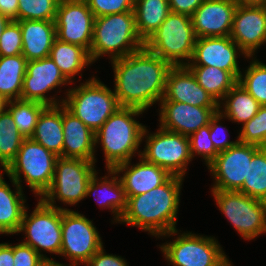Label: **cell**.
<instances>
[{
	"label": "cell",
	"instance_id": "6da1fadb",
	"mask_svg": "<svg viewBox=\"0 0 266 266\" xmlns=\"http://www.w3.org/2000/svg\"><path fill=\"white\" fill-rule=\"evenodd\" d=\"M114 93L120 107L147 111L164 97L166 79L173 67L145 47L122 58L111 60Z\"/></svg>",
	"mask_w": 266,
	"mask_h": 266
},
{
	"label": "cell",
	"instance_id": "7a4b0ae2",
	"mask_svg": "<svg viewBox=\"0 0 266 266\" xmlns=\"http://www.w3.org/2000/svg\"><path fill=\"white\" fill-rule=\"evenodd\" d=\"M184 178L172 175L164 184L137 196L127 197L118 224L138 227L157 239L176 229Z\"/></svg>",
	"mask_w": 266,
	"mask_h": 266
},
{
	"label": "cell",
	"instance_id": "3957f363",
	"mask_svg": "<svg viewBox=\"0 0 266 266\" xmlns=\"http://www.w3.org/2000/svg\"><path fill=\"white\" fill-rule=\"evenodd\" d=\"M144 112L137 108L120 107L95 133V147L101 145L106 170L132 160L135 153L140 157L139 147L146 126L136 118Z\"/></svg>",
	"mask_w": 266,
	"mask_h": 266
},
{
	"label": "cell",
	"instance_id": "277c9868",
	"mask_svg": "<svg viewBox=\"0 0 266 266\" xmlns=\"http://www.w3.org/2000/svg\"><path fill=\"white\" fill-rule=\"evenodd\" d=\"M144 47L136 30L134 11L94 18L89 56L92 63L107 55L111 60L122 58Z\"/></svg>",
	"mask_w": 266,
	"mask_h": 266
},
{
	"label": "cell",
	"instance_id": "5b68a950",
	"mask_svg": "<svg viewBox=\"0 0 266 266\" xmlns=\"http://www.w3.org/2000/svg\"><path fill=\"white\" fill-rule=\"evenodd\" d=\"M64 94L63 105L94 133L120 108L114 90L94 75Z\"/></svg>",
	"mask_w": 266,
	"mask_h": 266
},
{
	"label": "cell",
	"instance_id": "8992f818",
	"mask_svg": "<svg viewBox=\"0 0 266 266\" xmlns=\"http://www.w3.org/2000/svg\"><path fill=\"white\" fill-rule=\"evenodd\" d=\"M174 235L177 236L174 237L176 239L159 245L168 265L233 266L214 236H203L190 231L181 233V230L179 232L178 229H174L159 238H168Z\"/></svg>",
	"mask_w": 266,
	"mask_h": 266
},
{
	"label": "cell",
	"instance_id": "52a82bcc",
	"mask_svg": "<svg viewBox=\"0 0 266 266\" xmlns=\"http://www.w3.org/2000/svg\"><path fill=\"white\" fill-rule=\"evenodd\" d=\"M196 39L192 18L170 12L144 42V47L172 66H186L192 58Z\"/></svg>",
	"mask_w": 266,
	"mask_h": 266
},
{
	"label": "cell",
	"instance_id": "ba28073f",
	"mask_svg": "<svg viewBox=\"0 0 266 266\" xmlns=\"http://www.w3.org/2000/svg\"><path fill=\"white\" fill-rule=\"evenodd\" d=\"M57 158L58 156L38 142L25 138L16 158L4 170V174L22 189L21 183L25 181L35 196L41 198L52 184Z\"/></svg>",
	"mask_w": 266,
	"mask_h": 266
},
{
	"label": "cell",
	"instance_id": "9c48e42d",
	"mask_svg": "<svg viewBox=\"0 0 266 266\" xmlns=\"http://www.w3.org/2000/svg\"><path fill=\"white\" fill-rule=\"evenodd\" d=\"M95 167V161L58 157L52 184L40 199L50 207L68 210L57 206L56 200L74 206L86 199L88 184L97 172Z\"/></svg>",
	"mask_w": 266,
	"mask_h": 266
},
{
	"label": "cell",
	"instance_id": "30bf717a",
	"mask_svg": "<svg viewBox=\"0 0 266 266\" xmlns=\"http://www.w3.org/2000/svg\"><path fill=\"white\" fill-rule=\"evenodd\" d=\"M217 208L244 240L266 233V201L239 191L211 190Z\"/></svg>",
	"mask_w": 266,
	"mask_h": 266
},
{
	"label": "cell",
	"instance_id": "8fae6325",
	"mask_svg": "<svg viewBox=\"0 0 266 266\" xmlns=\"http://www.w3.org/2000/svg\"><path fill=\"white\" fill-rule=\"evenodd\" d=\"M33 211L28 214L26 207L20 228L24 241L45 260H53L43 252L60 255L62 246L61 209L50 207L40 198Z\"/></svg>",
	"mask_w": 266,
	"mask_h": 266
},
{
	"label": "cell",
	"instance_id": "7c38bea8",
	"mask_svg": "<svg viewBox=\"0 0 266 266\" xmlns=\"http://www.w3.org/2000/svg\"><path fill=\"white\" fill-rule=\"evenodd\" d=\"M142 141L145 146L140 156L146 162L164 168L171 175L186 176L188 164L193 160L189 136L167 131L160 126L156 132L149 133L146 126Z\"/></svg>",
	"mask_w": 266,
	"mask_h": 266
},
{
	"label": "cell",
	"instance_id": "4fadbf2b",
	"mask_svg": "<svg viewBox=\"0 0 266 266\" xmlns=\"http://www.w3.org/2000/svg\"><path fill=\"white\" fill-rule=\"evenodd\" d=\"M84 214L61 209L62 246L60 257L69 259L66 266L86 264L104 245L95 225Z\"/></svg>",
	"mask_w": 266,
	"mask_h": 266
},
{
	"label": "cell",
	"instance_id": "5bb4252c",
	"mask_svg": "<svg viewBox=\"0 0 266 266\" xmlns=\"http://www.w3.org/2000/svg\"><path fill=\"white\" fill-rule=\"evenodd\" d=\"M260 147L238 141L217 154L207 166L213 177L211 190L239 191L247 178L248 162Z\"/></svg>",
	"mask_w": 266,
	"mask_h": 266
},
{
	"label": "cell",
	"instance_id": "9a60e30c",
	"mask_svg": "<svg viewBox=\"0 0 266 266\" xmlns=\"http://www.w3.org/2000/svg\"><path fill=\"white\" fill-rule=\"evenodd\" d=\"M68 84L71 83L64 77L50 56L27 61L21 99L39 102L46 106L61 105L64 102L63 98L59 100L57 95L49 97L48 93L64 85L68 86Z\"/></svg>",
	"mask_w": 266,
	"mask_h": 266
},
{
	"label": "cell",
	"instance_id": "2e32d148",
	"mask_svg": "<svg viewBox=\"0 0 266 266\" xmlns=\"http://www.w3.org/2000/svg\"><path fill=\"white\" fill-rule=\"evenodd\" d=\"M94 18L86 1L60 0L55 19L56 38L81 46L89 53Z\"/></svg>",
	"mask_w": 266,
	"mask_h": 266
},
{
	"label": "cell",
	"instance_id": "e0dca14e",
	"mask_svg": "<svg viewBox=\"0 0 266 266\" xmlns=\"http://www.w3.org/2000/svg\"><path fill=\"white\" fill-rule=\"evenodd\" d=\"M230 38L248 57H255L258 49L266 44V8L257 4L238 3Z\"/></svg>",
	"mask_w": 266,
	"mask_h": 266
},
{
	"label": "cell",
	"instance_id": "ac0fdd59",
	"mask_svg": "<svg viewBox=\"0 0 266 266\" xmlns=\"http://www.w3.org/2000/svg\"><path fill=\"white\" fill-rule=\"evenodd\" d=\"M240 54L248 59L246 53L230 36L201 37L196 39L192 58L187 65L215 66L231 72L239 79L242 71L237 59Z\"/></svg>",
	"mask_w": 266,
	"mask_h": 266
},
{
	"label": "cell",
	"instance_id": "d6986e66",
	"mask_svg": "<svg viewBox=\"0 0 266 266\" xmlns=\"http://www.w3.org/2000/svg\"><path fill=\"white\" fill-rule=\"evenodd\" d=\"M159 126L162 129L190 136L210 123L219 108H203L175 101H160Z\"/></svg>",
	"mask_w": 266,
	"mask_h": 266
},
{
	"label": "cell",
	"instance_id": "ffe728a7",
	"mask_svg": "<svg viewBox=\"0 0 266 266\" xmlns=\"http://www.w3.org/2000/svg\"><path fill=\"white\" fill-rule=\"evenodd\" d=\"M236 0H204L191 16L197 38L230 36Z\"/></svg>",
	"mask_w": 266,
	"mask_h": 266
},
{
	"label": "cell",
	"instance_id": "44dd1931",
	"mask_svg": "<svg viewBox=\"0 0 266 266\" xmlns=\"http://www.w3.org/2000/svg\"><path fill=\"white\" fill-rule=\"evenodd\" d=\"M161 101H175L203 108L219 107L186 66H173L169 70Z\"/></svg>",
	"mask_w": 266,
	"mask_h": 266
},
{
	"label": "cell",
	"instance_id": "7402d4cb",
	"mask_svg": "<svg viewBox=\"0 0 266 266\" xmlns=\"http://www.w3.org/2000/svg\"><path fill=\"white\" fill-rule=\"evenodd\" d=\"M138 160L136 164L130 160L114 168L119 174L126 197L144 194L164 184L172 176L164 168L146 162L141 156Z\"/></svg>",
	"mask_w": 266,
	"mask_h": 266
},
{
	"label": "cell",
	"instance_id": "603a6c76",
	"mask_svg": "<svg viewBox=\"0 0 266 266\" xmlns=\"http://www.w3.org/2000/svg\"><path fill=\"white\" fill-rule=\"evenodd\" d=\"M63 158L97 162L95 133L62 104Z\"/></svg>",
	"mask_w": 266,
	"mask_h": 266
},
{
	"label": "cell",
	"instance_id": "cb8c5ba5",
	"mask_svg": "<svg viewBox=\"0 0 266 266\" xmlns=\"http://www.w3.org/2000/svg\"><path fill=\"white\" fill-rule=\"evenodd\" d=\"M107 173L100 179L98 172L94 174L88 184L86 197L93 194L99 207L109 209L114 216L112 222L118 223L126 209L127 197L119 174L114 169H107Z\"/></svg>",
	"mask_w": 266,
	"mask_h": 266
},
{
	"label": "cell",
	"instance_id": "d4e9b609",
	"mask_svg": "<svg viewBox=\"0 0 266 266\" xmlns=\"http://www.w3.org/2000/svg\"><path fill=\"white\" fill-rule=\"evenodd\" d=\"M17 22L21 27L22 55L27 61L49 57L56 39L55 21L22 20Z\"/></svg>",
	"mask_w": 266,
	"mask_h": 266
},
{
	"label": "cell",
	"instance_id": "484cf974",
	"mask_svg": "<svg viewBox=\"0 0 266 266\" xmlns=\"http://www.w3.org/2000/svg\"><path fill=\"white\" fill-rule=\"evenodd\" d=\"M3 171L0 170V234H17L24 211L27 207L23 189L9 177L12 186L3 178ZM15 190V191H14Z\"/></svg>",
	"mask_w": 266,
	"mask_h": 266
},
{
	"label": "cell",
	"instance_id": "4316f807",
	"mask_svg": "<svg viewBox=\"0 0 266 266\" xmlns=\"http://www.w3.org/2000/svg\"><path fill=\"white\" fill-rule=\"evenodd\" d=\"M31 139L58 157H63L62 104L47 106L40 114Z\"/></svg>",
	"mask_w": 266,
	"mask_h": 266
},
{
	"label": "cell",
	"instance_id": "83f0119b",
	"mask_svg": "<svg viewBox=\"0 0 266 266\" xmlns=\"http://www.w3.org/2000/svg\"><path fill=\"white\" fill-rule=\"evenodd\" d=\"M50 57L58 66L64 77L73 84L76 75L82 77L81 71L93 64L89 53L81 46L54 40Z\"/></svg>",
	"mask_w": 266,
	"mask_h": 266
},
{
	"label": "cell",
	"instance_id": "f1b7e54d",
	"mask_svg": "<svg viewBox=\"0 0 266 266\" xmlns=\"http://www.w3.org/2000/svg\"><path fill=\"white\" fill-rule=\"evenodd\" d=\"M218 106V111L225 119L243 125L257 114L261 105L237 82L218 103Z\"/></svg>",
	"mask_w": 266,
	"mask_h": 266
},
{
	"label": "cell",
	"instance_id": "f546056e",
	"mask_svg": "<svg viewBox=\"0 0 266 266\" xmlns=\"http://www.w3.org/2000/svg\"><path fill=\"white\" fill-rule=\"evenodd\" d=\"M136 30L145 42L170 13L168 0H135Z\"/></svg>",
	"mask_w": 266,
	"mask_h": 266
},
{
	"label": "cell",
	"instance_id": "4dcf8cb0",
	"mask_svg": "<svg viewBox=\"0 0 266 266\" xmlns=\"http://www.w3.org/2000/svg\"><path fill=\"white\" fill-rule=\"evenodd\" d=\"M27 59L22 55L0 56V95L8 101L21 99Z\"/></svg>",
	"mask_w": 266,
	"mask_h": 266
},
{
	"label": "cell",
	"instance_id": "1f68e13d",
	"mask_svg": "<svg viewBox=\"0 0 266 266\" xmlns=\"http://www.w3.org/2000/svg\"><path fill=\"white\" fill-rule=\"evenodd\" d=\"M186 67L217 103L238 82V79L231 72L215 66L186 65Z\"/></svg>",
	"mask_w": 266,
	"mask_h": 266
},
{
	"label": "cell",
	"instance_id": "d6a6232c",
	"mask_svg": "<svg viewBox=\"0 0 266 266\" xmlns=\"http://www.w3.org/2000/svg\"><path fill=\"white\" fill-rule=\"evenodd\" d=\"M23 135L18 131L16 124L6 109L0 113V170L4 171L16 158Z\"/></svg>",
	"mask_w": 266,
	"mask_h": 266
},
{
	"label": "cell",
	"instance_id": "836d02e7",
	"mask_svg": "<svg viewBox=\"0 0 266 266\" xmlns=\"http://www.w3.org/2000/svg\"><path fill=\"white\" fill-rule=\"evenodd\" d=\"M46 107L42 103L23 99L11 100L7 104V110L24 138H31L38 118Z\"/></svg>",
	"mask_w": 266,
	"mask_h": 266
},
{
	"label": "cell",
	"instance_id": "e575fe53",
	"mask_svg": "<svg viewBox=\"0 0 266 266\" xmlns=\"http://www.w3.org/2000/svg\"><path fill=\"white\" fill-rule=\"evenodd\" d=\"M239 192L266 201V148H260L248 162L247 178Z\"/></svg>",
	"mask_w": 266,
	"mask_h": 266
},
{
	"label": "cell",
	"instance_id": "d590c367",
	"mask_svg": "<svg viewBox=\"0 0 266 266\" xmlns=\"http://www.w3.org/2000/svg\"><path fill=\"white\" fill-rule=\"evenodd\" d=\"M250 65L241 72L238 83L261 105L266 106V64L248 57ZM243 73V74H242Z\"/></svg>",
	"mask_w": 266,
	"mask_h": 266
},
{
	"label": "cell",
	"instance_id": "8d00e7d4",
	"mask_svg": "<svg viewBox=\"0 0 266 266\" xmlns=\"http://www.w3.org/2000/svg\"><path fill=\"white\" fill-rule=\"evenodd\" d=\"M18 21H55L60 0H18Z\"/></svg>",
	"mask_w": 266,
	"mask_h": 266
},
{
	"label": "cell",
	"instance_id": "74e56055",
	"mask_svg": "<svg viewBox=\"0 0 266 266\" xmlns=\"http://www.w3.org/2000/svg\"><path fill=\"white\" fill-rule=\"evenodd\" d=\"M237 138L242 143L266 148V106H260L257 114L242 125Z\"/></svg>",
	"mask_w": 266,
	"mask_h": 266
},
{
	"label": "cell",
	"instance_id": "f35d334b",
	"mask_svg": "<svg viewBox=\"0 0 266 266\" xmlns=\"http://www.w3.org/2000/svg\"><path fill=\"white\" fill-rule=\"evenodd\" d=\"M189 139L192 159L198 155L203 158L204 164L208 166L218 154L210 138L209 124L192 133Z\"/></svg>",
	"mask_w": 266,
	"mask_h": 266
},
{
	"label": "cell",
	"instance_id": "ab89813d",
	"mask_svg": "<svg viewBox=\"0 0 266 266\" xmlns=\"http://www.w3.org/2000/svg\"><path fill=\"white\" fill-rule=\"evenodd\" d=\"M22 54L21 27L17 21H10L0 37V56Z\"/></svg>",
	"mask_w": 266,
	"mask_h": 266
},
{
	"label": "cell",
	"instance_id": "60d3db41",
	"mask_svg": "<svg viewBox=\"0 0 266 266\" xmlns=\"http://www.w3.org/2000/svg\"><path fill=\"white\" fill-rule=\"evenodd\" d=\"M95 18L109 14L134 11L135 0H86Z\"/></svg>",
	"mask_w": 266,
	"mask_h": 266
},
{
	"label": "cell",
	"instance_id": "b9f144b4",
	"mask_svg": "<svg viewBox=\"0 0 266 266\" xmlns=\"http://www.w3.org/2000/svg\"><path fill=\"white\" fill-rule=\"evenodd\" d=\"M224 119L225 117L218 111L211 118L209 123L210 138L214 144L215 150L218 153L227 150L228 148L232 147L239 141L238 138L235 141H230L229 139H227L228 135L226 133L229 132V130L225 126L221 125L223 124L221 121H224Z\"/></svg>",
	"mask_w": 266,
	"mask_h": 266
},
{
	"label": "cell",
	"instance_id": "7bdbcfd3",
	"mask_svg": "<svg viewBox=\"0 0 266 266\" xmlns=\"http://www.w3.org/2000/svg\"><path fill=\"white\" fill-rule=\"evenodd\" d=\"M14 266H39L45 259L32 247L21 242L13 245Z\"/></svg>",
	"mask_w": 266,
	"mask_h": 266
},
{
	"label": "cell",
	"instance_id": "ee69618b",
	"mask_svg": "<svg viewBox=\"0 0 266 266\" xmlns=\"http://www.w3.org/2000/svg\"><path fill=\"white\" fill-rule=\"evenodd\" d=\"M85 266H129L125 258L113 254H107L104 246L99 249Z\"/></svg>",
	"mask_w": 266,
	"mask_h": 266
},
{
	"label": "cell",
	"instance_id": "f6af8a7d",
	"mask_svg": "<svg viewBox=\"0 0 266 266\" xmlns=\"http://www.w3.org/2000/svg\"><path fill=\"white\" fill-rule=\"evenodd\" d=\"M204 0H168L170 12L186 14L190 17Z\"/></svg>",
	"mask_w": 266,
	"mask_h": 266
},
{
	"label": "cell",
	"instance_id": "bcb514c9",
	"mask_svg": "<svg viewBox=\"0 0 266 266\" xmlns=\"http://www.w3.org/2000/svg\"><path fill=\"white\" fill-rule=\"evenodd\" d=\"M18 0H0V13L10 21H18Z\"/></svg>",
	"mask_w": 266,
	"mask_h": 266
},
{
	"label": "cell",
	"instance_id": "7dc6e473",
	"mask_svg": "<svg viewBox=\"0 0 266 266\" xmlns=\"http://www.w3.org/2000/svg\"><path fill=\"white\" fill-rule=\"evenodd\" d=\"M0 266H14L12 243H0Z\"/></svg>",
	"mask_w": 266,
	"mask_h": 266
},
{
	"label": "cell",
	"instance_id": "c3c4849f",
	"mask_svg": "<svg viewBox=\"0 0 266 266\" xmlns=\"http://www.w3.org/2000/svg\"><path fill=\"white\" fill-rule=\"evenodd\" d=\"M10 20L0 13V37Z\"/></svg>",
	"mask_w": 266,
	"mask_h": 266
},
{
	"label": "cell",
	"instance_id": "681fc988",
	"mask_svg": "<svg viewBox=\"0 0 266 266\" xmlns=\"http://www.w3.org/2000/svg\"><path fill=\"white\" fill-rule=\"evenodd\" d=\"M39 266H66V264L57 262L53 259V260H44Z\"/></svg>",
	"mask_w": 266,
	"mask_h": 266
},
{
	"label": "cell",
	"instance_id": "f907efd6",
	"mask_svg": "<svg viewBox=\"0 0 266 266\" xmlns=\"http://www.w3.org/2000/svg\"><path fill=\"white\" fill-rule=\"evenodd\" d=\"M8 102L4 96L0 95V113L7 109Z\"/></svg>",
	"mask_w": 266,
	"mask_h": 266
},
{
	"label": "cell",
	"instance_id": "816d5d0a",
	"mask_svg": "<svg viewBox=\"0 0 266 266\" xmlns=\"http://www.w3.org/2000/svg\"><path fill=\"white\" fill-rule=\"evenodd\" d=\"M239 4H257L261 5L264 0H236Z\"/></svg>",
	"mask_w": 266,
	"mask_h": 266
},
{
	"label": "cell",
	"instance_id": "f5cc1de1",
	"mask_svg": "<svg viewBox=\"0 0 266 266\" xmlns=\"http://www.w3.org/2000/svg\"><path fill=\"white\" fill-rule=\"evenodd\" d=\"M262 6H264L266 8V0L263 1V3L261 4Z\"/></svg>",
	"mask_w": 266,
	"mask_h": 266
},
{
	"label": "cell",
	"instance_id": "db71d44e",
	"mask_svg": "<svg viewBox=\"0 0 266 266\" xmlns=\"http://www.w3.org/2000/svg\"><path fill=\"white\" fill-rule=\"evenodd\" d=\"M68 1H86V0H68Z\"/></svg>",
	"mask_w": 266,
	"mask_h": 266
}]
</instances>
